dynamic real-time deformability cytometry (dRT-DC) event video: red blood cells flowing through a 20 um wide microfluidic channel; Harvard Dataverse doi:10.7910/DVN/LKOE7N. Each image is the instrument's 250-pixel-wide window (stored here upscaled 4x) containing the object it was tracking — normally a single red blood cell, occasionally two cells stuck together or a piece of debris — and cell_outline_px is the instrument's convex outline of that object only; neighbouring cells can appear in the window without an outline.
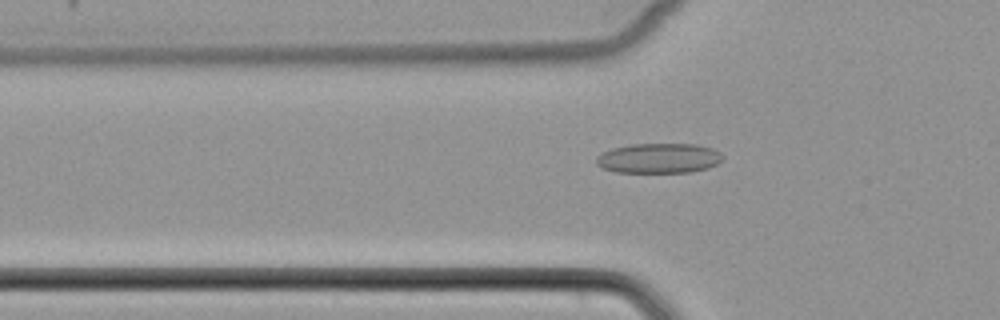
{"species": "common noctule bat (a hibernating species)", "species_latin": "Nyctalus noctula", "temperature_condition": "cold", "stored_images_in_passage": 33, "camera_frame_rate_fps": 3000, "um_per_image_px": 0.085, "animal": {"sex": "female", "body_mass_g": 22.7, "forearm_length_mm": 54.2}, "frame": {"image": 1, "passage_image": 5, "time_ms": 1.333, "image_size_px": [1000, 320], "cell_outline_px": [[724, 156], [716, 164], [708, 168], [692, 172], [616, 172], [604, 168], [596, 164], [596, 156], [612, 148], [628, 144], [696, 144], [712, 148], [720, 152]], "centroid_in_image_um": [56.0, 13.44], "position_along_channel_um": 69.8, "area_um2": 22.08}}
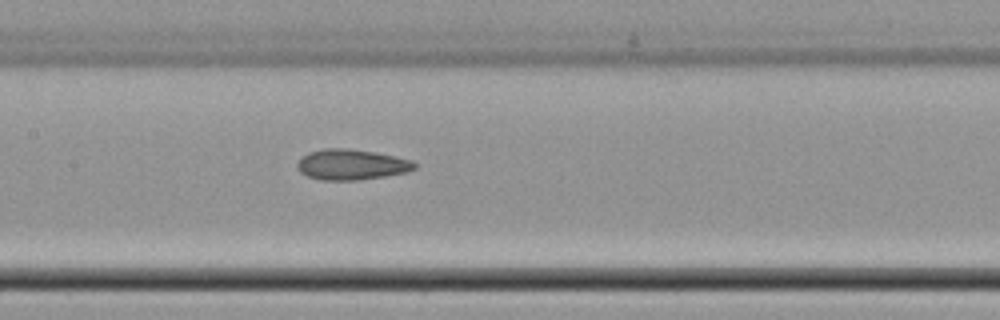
{"frame": {"image": 2, "passage_image": 13, "time_ms": 4.0, "image_size_px": [1000, 320], "cell_outline_px": [[416, 168], [408, 172], [360, 180], [320, 180], [308, 176], [300, 172], [296, 164], [300, 156], [308, 152], [324, 148], [348, 148], [376, 152], [412, 160], [416, 164]], "centroid_in_image_um": [29.85, 13.98], "position_along_channel_um": 177.5, "area_um2": 21.1}}
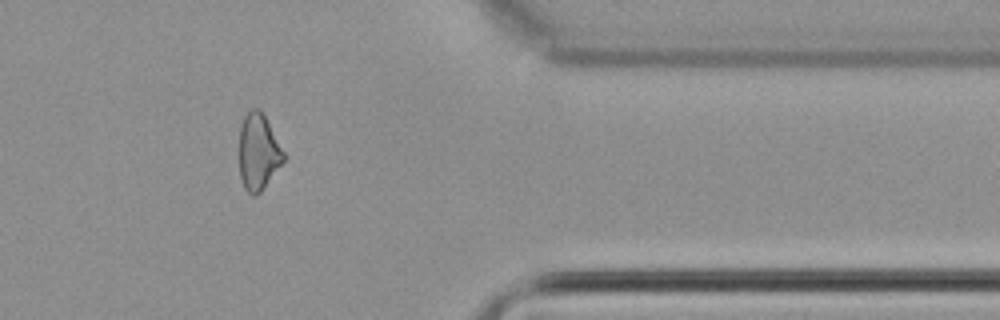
{"frame": {"image": 3, "passage_image": 30, "time_ms": 9.667, "image_size_px": [1000, 320], "cell_outline_px": [[284, 160], [260, 192], [256, 196], [252, 196], [244, 188], [240, 176], [240, 124], [244, 116], [252, 108], [260, 108], [284, 152]], "centroid_in_image_um": [21.93, 12.91], "position_along_channel_um": 389.5, "area_um2": 19.42}}